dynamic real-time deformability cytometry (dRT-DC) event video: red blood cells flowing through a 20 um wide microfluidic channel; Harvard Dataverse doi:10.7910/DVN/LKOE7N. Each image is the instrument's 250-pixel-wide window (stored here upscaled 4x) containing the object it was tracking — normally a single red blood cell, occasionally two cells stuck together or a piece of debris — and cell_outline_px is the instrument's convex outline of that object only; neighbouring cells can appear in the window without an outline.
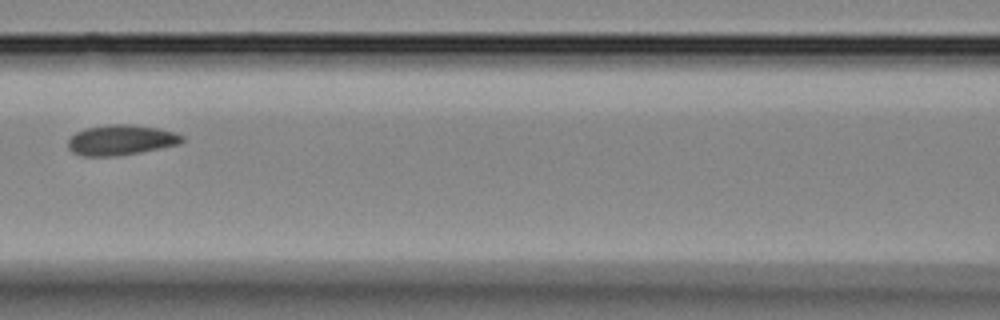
{"species": "Egyptian fruit bat (a non-hibernating species)", "species_latin": "Rousettus aegyptiacus", "temperature_condition": "room temperature", "stored_images_in_passage": 5, "camera_frame_rate_fps": 3000, "um_per_image_px": 0.085, "animal": {"sex": "female"}, "frame": {"image": 1, "passage_image": 5, "time_ms": 1.333, "image_size_px": [1000, 320], "cell_outline_px": [[184, 140], [180, 144], [120, 156], [80, 156], [72, 152], [68, 148], [68, 140], [76, 132], [84, 128], [108, 124], [128, 124], [156, 128], [176, 132], [184, 136]], "centroid_in_image_um": [10.27, 11.9], "position_along_channel_um": 156.3, "area_um2": 20.29}}